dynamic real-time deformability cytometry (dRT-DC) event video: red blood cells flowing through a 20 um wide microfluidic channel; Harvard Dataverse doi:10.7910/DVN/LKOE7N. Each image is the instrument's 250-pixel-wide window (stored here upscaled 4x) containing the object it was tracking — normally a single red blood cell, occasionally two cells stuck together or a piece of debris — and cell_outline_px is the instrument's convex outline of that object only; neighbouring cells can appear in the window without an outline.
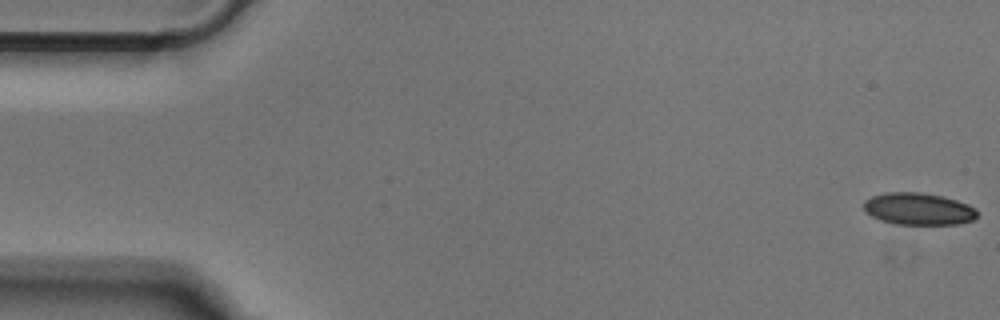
{"species": "Egyptian fruit bat (a non-hibernating species)", "species_latin": "Rousettus aegyptiacus", "temperature_condition": "cold", "stored_images_in_passage": 52, "camera_frame_rate_fps": 3000, "um_per_image_px": 0.085, "animal": {"sex": "male"}, "frame": {"image": 1, "passage_image": 1, "time_ms": 0.0, "image_size_px": [1000, 320], "cell_outline_px": [[976, 216], [972, 220], [956, 224], [896, 224], [880, 220], [864, 212], [864, 200], [872, 196], [888, 192], [920, 192], [944, 196], [968, 204], [976, 212]], "centroid_in_image_um": [78.02, 17.75], "position_along_channel_um": 7.0, "area_um2": 21.1}}
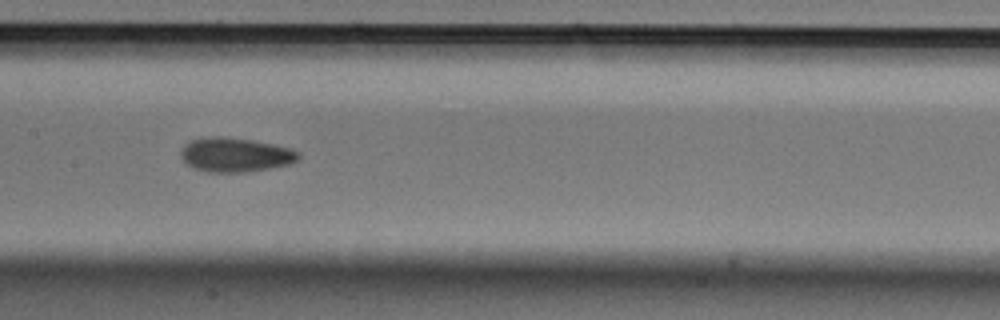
{"frame": {"image": 2, "passage_image": 25, "time_ms": 8.0, "image_size_px": [1000, 320], "cell_outline_px": [[300, 156], [296, 160], [288, 164], [248, 172], [204, 172], [192, 168], [180, 156], [180, 152], [192, 140], [216, 136], [220, 136], [252, 140], [292, 148], [300, 152]], "centroid_in_image_um": [20.02, 13.17], "position_along_channel_um": 187.4, "area_um2": 23.24}}
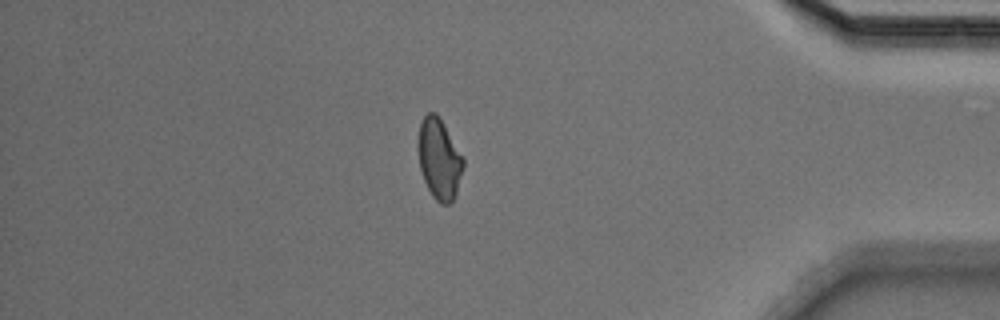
{"frame": {"image": 3, "passage_image": 44, "time_ms": 14.333, "image_size_px": [1000, 320], "cell_outline_px": [[464, 164], [456, 192], [452, 200], [448, 204], [440, 204], [432, 196], [424, 180], [420, 168], [416, 148], [416, 144], [420, 124], [424, 116], [428, 112], [436, 112], [464, 156]], "centroid_in_image_um": [37.31, 13.48], "position_along_channel_um": 397.9, "area_um2": 21.39}}